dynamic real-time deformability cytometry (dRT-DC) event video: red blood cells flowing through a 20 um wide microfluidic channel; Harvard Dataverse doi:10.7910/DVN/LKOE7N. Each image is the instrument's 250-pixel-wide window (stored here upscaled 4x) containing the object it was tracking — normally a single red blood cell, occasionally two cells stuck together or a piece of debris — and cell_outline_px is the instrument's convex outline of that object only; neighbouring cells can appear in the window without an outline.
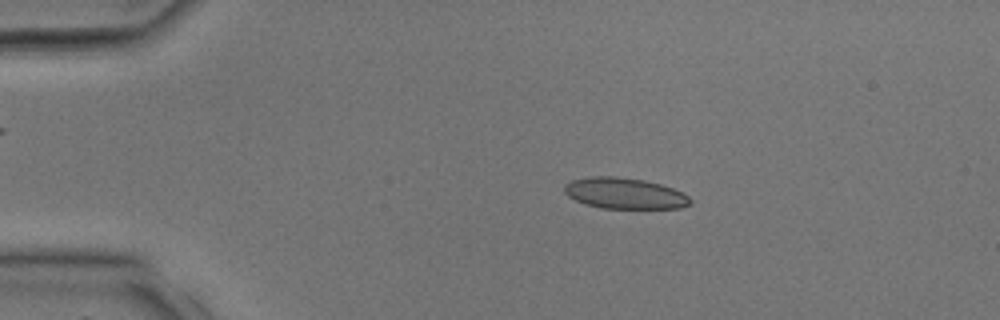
{"species": "common noctule bat (a hibernating species)", "species_latin": "Nyctalus noctula", "temperature_condition": "room temperature", "stored_images_in_passage": 33, "camera_frame_rate_fps": 3000, "um_per_image_px": 0.085, "animal": {"sex": "male", "body_mass_g": 17.9, "forearm_length_mm": 54.2}, "frame": {"image": 1, "passage_image": 7, "time_ms": 2.0, "image_size_px": [1000, 320], "cell_outline_px": [[692, 204], [680, 208], [600, 208], [584, 204], [568, 196], [564, 192], [564, 184], [572, 180], [592, 176], [616, 176], [644, 180], [660, 184], [672, 188], [688, 196], [692, 200]], "centroid_in_image_um": [53.07, 16.43], "position_along_channel_um": 31.9, "area_um2": 22.77}}
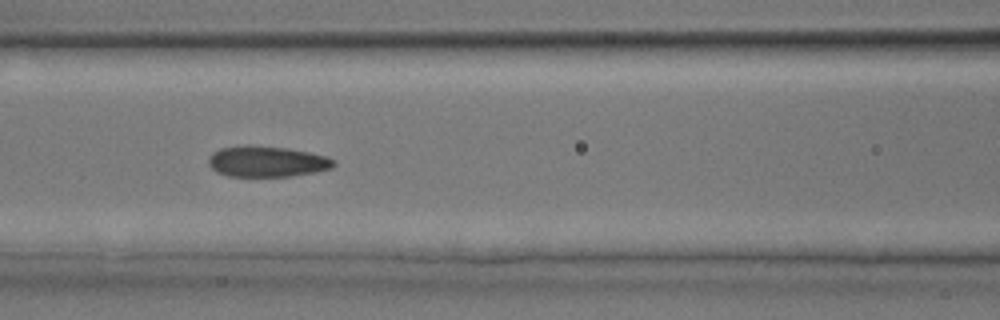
{"frame": {"image": 2, "passage_image": 15, "time_ms": 4.667, "image_size_px": [1000, 320], "cell_outline_px": [[336, 164], [332, 168], [316, 172], [288, 176], [228, 176], [216, 172], [208, 164], [208, 156], [212, 152], [220, 148], [244, 144], [248, 144], [288, 148], [308, 152], [324, 156], [336, 160]], "centroid_in_image_um": [22.65, 13.71], "position_along_channel_um": 144.0, "area_um2": 22.77}}
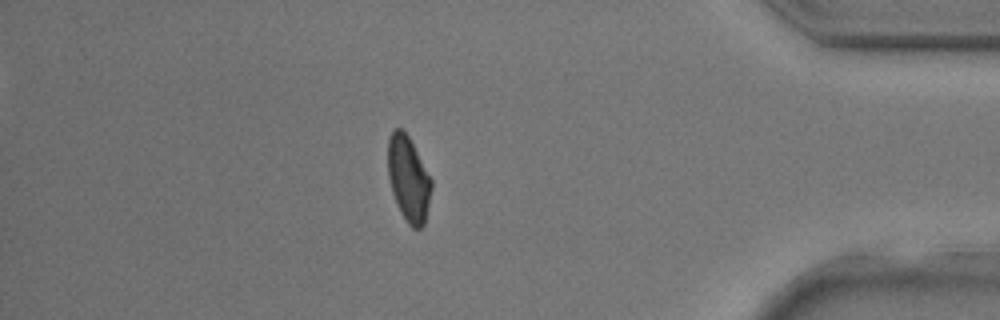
{"frame": {"image": 3, "passage_image": 29, "time_ms": 9.333, "image_size_px": [1000, 320], "cell_outline_px": [[432, 188], [424, 224], [420, 228], [412, 228], [408, 224], [400, 212], [392, 192], [388, 176], [388, 136], [396, 128], [400, 128], [408, 136], [432, 180]], "centroid_in_image_um": [34.71, 15.22], "position_along_channel_um": 400.5, "area_um2": 21.39}}